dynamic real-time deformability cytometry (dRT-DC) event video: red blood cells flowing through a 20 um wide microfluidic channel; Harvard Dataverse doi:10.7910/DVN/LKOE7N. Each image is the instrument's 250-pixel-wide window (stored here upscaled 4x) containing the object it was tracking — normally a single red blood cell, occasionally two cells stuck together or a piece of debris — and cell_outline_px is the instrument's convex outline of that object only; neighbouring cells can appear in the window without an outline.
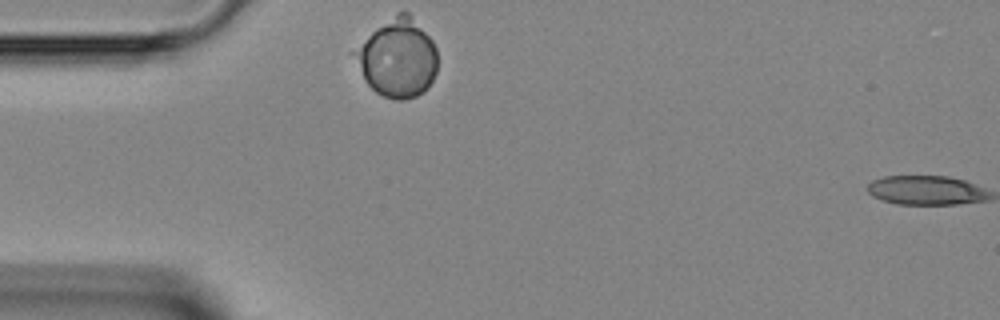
{"species": "Egyptian fruit bat (a non-hibernating species)", "species_latin": "Rousettus aegyptiacus", "temperature_condition": "room temperature", "stored_images_in_passage": 2, "camera_frame_rate_fps": 3000, "um_per_image_px": 0.085, "animal": {"sex": "female"}, "frame": {"image": 1, "passage_image": 1, "time_ms": 0.0, "image_size_px": [1000, 320], "cell_outline_px": [[436, 72], [428, 88], [424, 92], [416, 96], [404, 100], [396, 100], [384, 96], [376, 92], [364, 80], [352, 52], [372, 32], [396, 12], [408, 12], [432, 40], [436, 48]], "centroid_in_image_um": [33.8, 4.95], "position_along_channel_um": 51.2, "area_um2": 37.34}}